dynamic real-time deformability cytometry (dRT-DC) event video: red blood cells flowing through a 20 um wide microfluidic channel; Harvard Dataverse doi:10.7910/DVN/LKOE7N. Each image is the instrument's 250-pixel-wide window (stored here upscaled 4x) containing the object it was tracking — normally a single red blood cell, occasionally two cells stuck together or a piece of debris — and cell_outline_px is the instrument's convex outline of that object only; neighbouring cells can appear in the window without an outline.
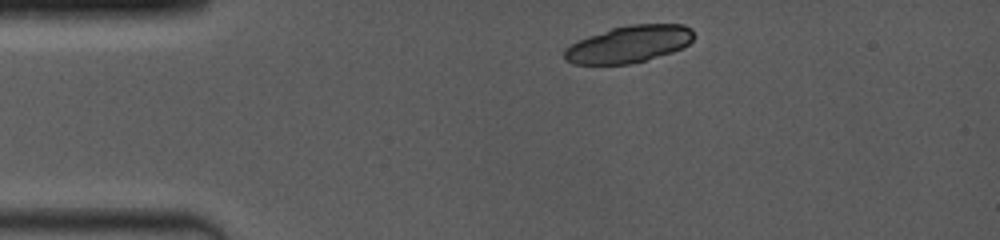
{"species": "common noctule bat (a hibernating species)", "species_latin": "Nyctalus noctula", "temperature_condition": "room temperature", "stored_images_in_passage": 2, "camera_frame_rate_fps": 4000, "um_per_image_px": 0.085, "animal": {"sex": "female", "body_mass_g": 19.0, "forearm_length_mm": 53.3}, "frame": {"image": 1, "passage_image": 1, "time_ms": 0.0, "image_size_px": [1000, 240], "cell_outline_px": [[692, 40], [684, 48], [672, 52], [644, 60], [628, 64], [572, 64], [564, 60], [564, 48], [568, 44], [588, 36], [612, 28], [632, 24], [684, 24], [692, 28]], "centroid_in_image_um": [53.43, 3.75], "position_along_channel_um": 31.6, "area_um2": 27.92}}